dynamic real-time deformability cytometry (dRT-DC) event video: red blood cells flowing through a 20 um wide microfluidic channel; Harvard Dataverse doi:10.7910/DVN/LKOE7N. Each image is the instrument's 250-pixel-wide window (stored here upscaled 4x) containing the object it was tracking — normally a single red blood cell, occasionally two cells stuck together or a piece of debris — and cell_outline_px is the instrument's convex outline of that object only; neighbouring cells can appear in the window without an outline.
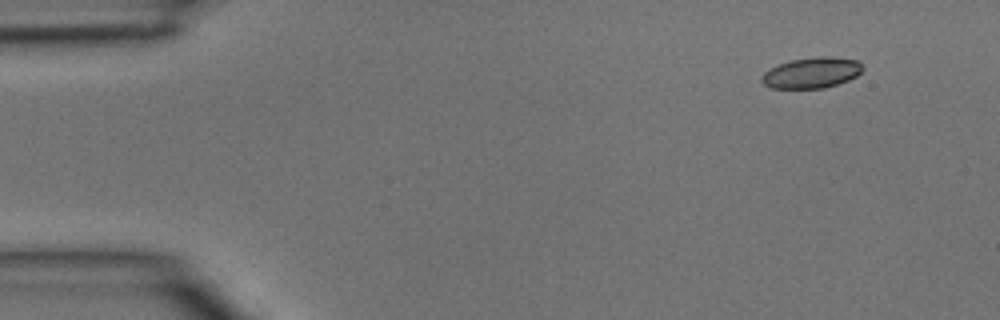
{"species": "common noctule bat (a hibernating species)", "species_latin": "Nyctalus noctula", "temperature_condition": "room temperature", "stored_images_in_passage": 3, "camera_frame_rate_fps": 3000, "um_per_image_px": 0.085, "animal": {"sex": "male", "body_mass_g": 15.6}, "frame": {"image": 1, "passage_image": 1, "time_ms": 0.0, "image_size_px": [1000, 320], "cell_outline_px": [[864, 68], [856, 76], [848, 80], [824, 88], [772, 88], [764, 84], [760, 80], [760, 76], [764, 72], [780, 64], [792, 60], [816, 56], [832, 56], [856, 60]], "centroid_in_image_um": [68.98, 6.18], "position_along_channel_um": 16.0, "area_um2": 17.98}}